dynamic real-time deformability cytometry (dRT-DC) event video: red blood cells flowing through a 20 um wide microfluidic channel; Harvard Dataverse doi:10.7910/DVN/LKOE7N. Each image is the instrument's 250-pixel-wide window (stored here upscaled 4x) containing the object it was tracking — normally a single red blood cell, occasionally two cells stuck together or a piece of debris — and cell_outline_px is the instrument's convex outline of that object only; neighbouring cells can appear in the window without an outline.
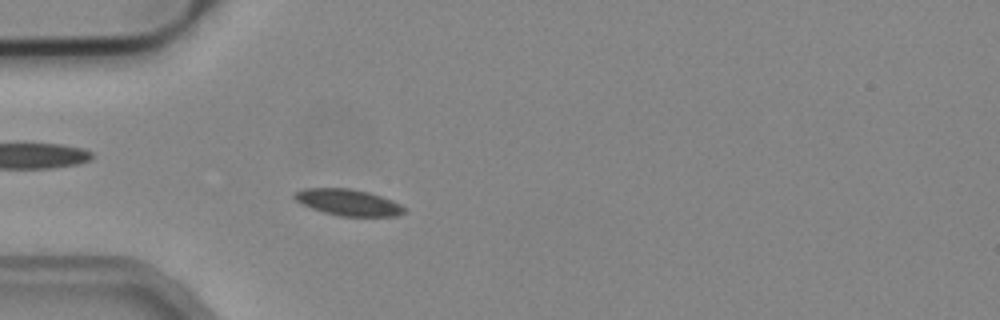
{"species": "common noctule bat (a hibernating species)", "species_latin": "Nyctalus noctula", "temperature_condition": "cold", "stored_images_in_passage": 45, "camera_frame_rate_fps": 3000, "um_per_image_px": 0.085, "animal": {"sex": "male", "body_mass_g": 19.2, "forearm_length_mm": 51.8}, "frame": {"image": 1, "passage_image": 13, "time_ms": 4.0, "image_size_px": [1000, 320], "cell_outline_px": [[404, 212], [396, 216], [340, 216], [324, 212], [300, 204], [292, 196], [296, 192], [304, 188], [352, 188], [368, 192], [392, 200], [400, 204], [404, 208]], "centroid_in_image_um": [29.56, 17.19], "position_along_channel_um": 55.4, "area_um2": 16.76}}
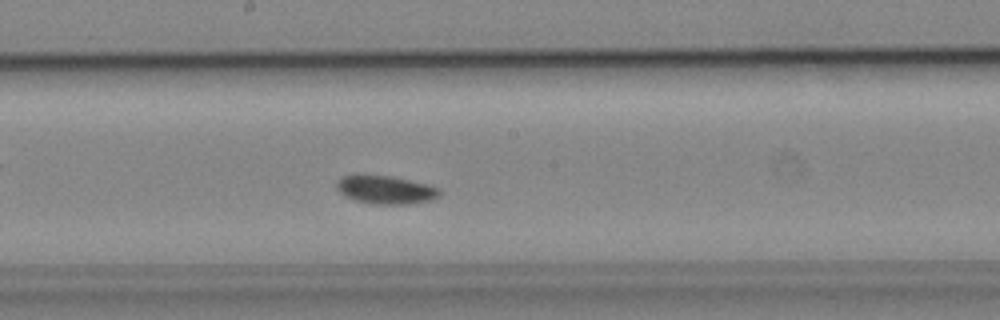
{"frame": {"image": 2, "passage_image": 26, "time_ms": 8.333, "image_size_px": [1000, 320], "cell_outline_px": [[440, 196], [428, 200], [408, 204], [372, 204], [356, 200], [340, 192], [336, 188], [336, 184], [340, 176], [356, 172], [388, 176], [408, 180], [440, 188]], "centroid_in_image_um": [32.7, 16.09], "position_along_channel_um": 215.5, "area_um2": 17.11}}
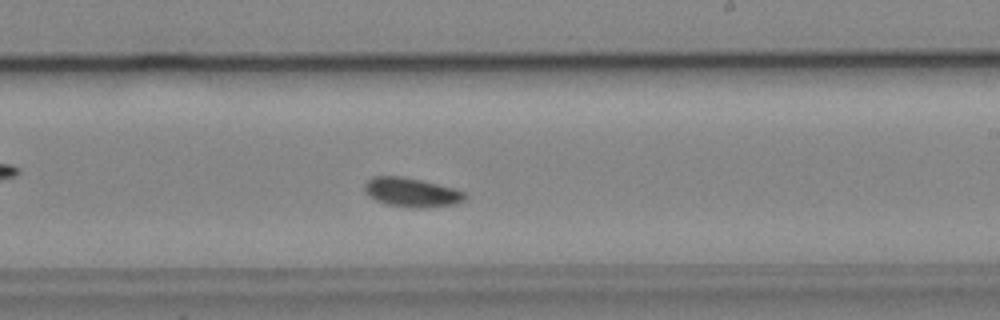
{"frame": {"image": 3, "passage_image": 29, "time_ms": 9.333, "image_size_px": [1000, 320], "cell_outline_px": [[468, 196], [464, 200], [456, 204], [420, 208], [416, 208], [388, 204], [376, 200], [368, 196], [364, 188], [364, 184], [372, 176], [400, 176], [420, 180], [468, 192]], "centroid_in_image_um": [35.0, 16.35], "position_along_channel_um": 254.0, "area_um2": 16.94}, "authors_computed_cell_mechanics": {"area_um2": 16.762, "velocity_mm_per_s": 3.8702, "shape_relaxation_time_tau1_ms": 1.6943, "shape_relaxation_time_tau2_ms": null, "deformation_change_tau1": 0.0504, "deformation_change_tau2": null}}